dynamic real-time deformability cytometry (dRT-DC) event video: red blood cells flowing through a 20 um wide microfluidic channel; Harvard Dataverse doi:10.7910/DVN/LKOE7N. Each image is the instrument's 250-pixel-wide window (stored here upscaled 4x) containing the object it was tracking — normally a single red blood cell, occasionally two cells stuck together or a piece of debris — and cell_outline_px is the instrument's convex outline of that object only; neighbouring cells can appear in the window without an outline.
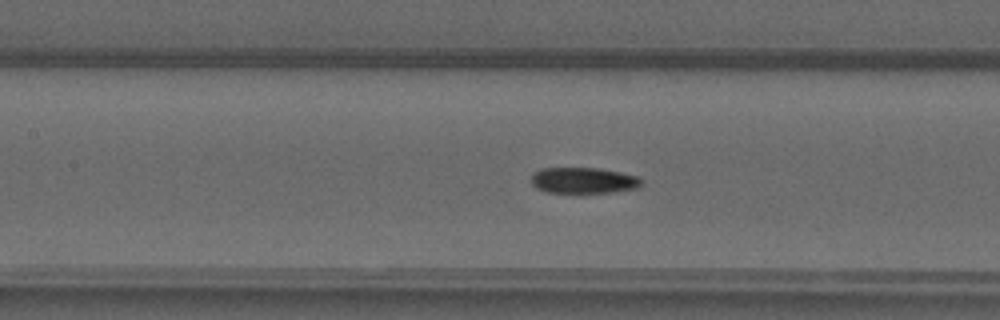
{"species": "common noctule bat (a hibernating species)", "species_latin": "Nyctalus noctula", "temperature_condition": "warm", "stored_images_in_passage": 49, "camera_frame_rate_fps": 3000, "um_per_image_px": 0.085, "animal": {"sex": "male", "forearm_length_mm": 52.5}, "frame": {"image": 1, "passage_image": 23, "time_ms": 7.333, "image_size_px": [1000, 320], "cell_outline_px": [[644, 184], [640, 188], [612, 192], [548, 192], [536, 188], [532, 184], [532, 176], [536, 172], [544, 168], [596, 168], [620, 172], [640, 176], [644, 180]], "centroid_in_image_um": [49.7, 15.34], "position_along_channel_um": 157.7, "area_um2": 16.7}}
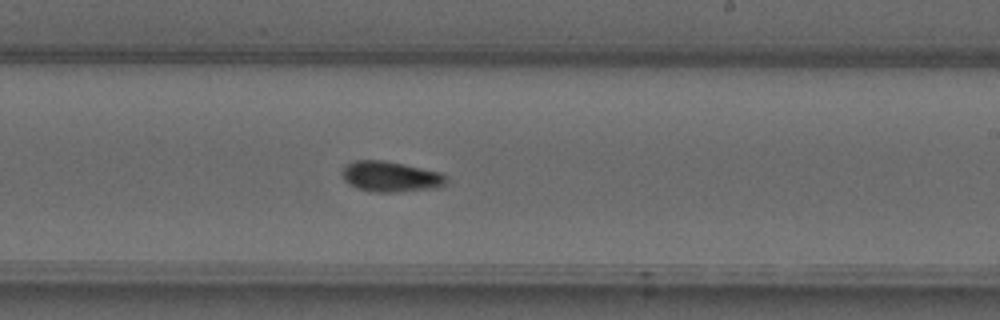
{"frame": {"image": 2, "passage_image": 30, "time_ms": 9.667, "image_size_px": [1000, 320], "cell_outline_px": [[448, 180], [444, 184], [436, 188], [396, 192], [372, 192], [356, 188], [348, 184], [344, 180], [340, 172], [348, 164], [356, 160], [384, 160], [404, 164], [440, 172], [448, 176]], "centroid_in_image_um": [33.19, 15.02], "position_along_channel_um": 255.8, "area_um2": 18.67}}
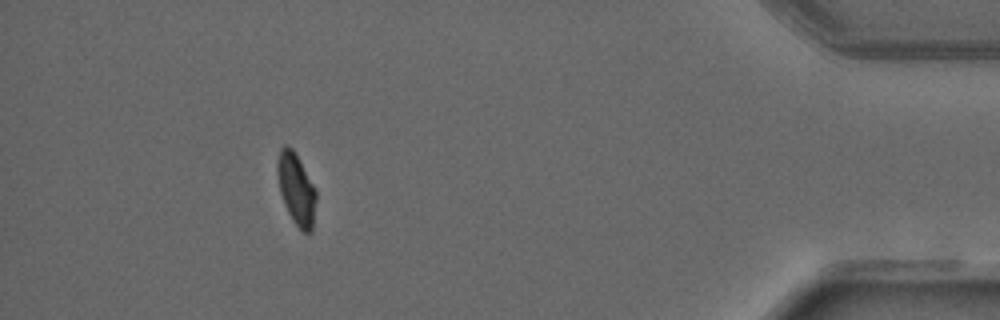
{"frame": {"image": 3, "passage_image": 45, "time_ms": 14.667, "image_size_px": [1000, 320], "cell_outline_px": [[316, 200], [312, 232], [304, 232], [292, 220], [284, 204], [280, 192], [276, 172], [276, 164], [280, 148], [284, 144], [292, 148], [312, 184], [316, 192]], "centroid_in_image_um": [25.15, 16.07], "position_along_channel_um": 410.0, "area_um2": 15.9}}